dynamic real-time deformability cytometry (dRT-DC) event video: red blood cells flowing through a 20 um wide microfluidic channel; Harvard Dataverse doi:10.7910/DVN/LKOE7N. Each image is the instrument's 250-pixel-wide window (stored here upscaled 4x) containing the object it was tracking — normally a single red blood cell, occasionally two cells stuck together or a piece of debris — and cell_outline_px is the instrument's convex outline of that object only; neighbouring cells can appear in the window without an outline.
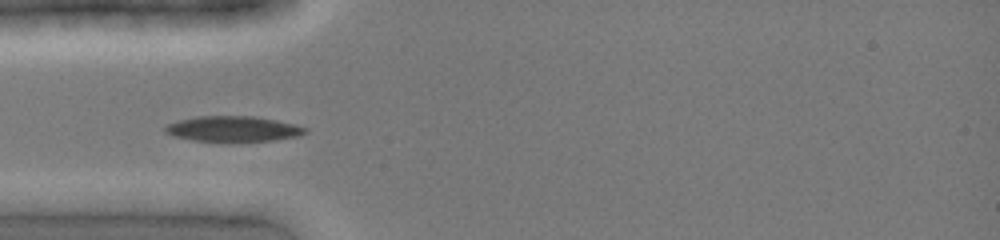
{"species": "common noctule bat (a hibernating species)", "species_latin": "Nyctalus noctula", "temperature_condition": "cold", "stored_images_in_passage": 3, "camera_frame_rate_fps": 3000, "um_per_image_px": 0.085, "animal": {"sex": "female", "body_mass_g": 19.0, "forearm_length_mm": 51.5}, "frame": {"image": 1, "passage_image": 1, "time_ms": 0.0, "image_size_px": [1000, 240], "cell_outline_px": [[308, 132], [300, 136], [272, 140], [192, 140], [172, 136], [164, 132], [164, 128], [168, 124], [176, 120], [196, 116], [256, 116], [276, 120], [308, 128]], "centroid_in_image_um": [19.79, 10.93], "position_along_channel_um": 65.2, "area_um2": 20.52}}